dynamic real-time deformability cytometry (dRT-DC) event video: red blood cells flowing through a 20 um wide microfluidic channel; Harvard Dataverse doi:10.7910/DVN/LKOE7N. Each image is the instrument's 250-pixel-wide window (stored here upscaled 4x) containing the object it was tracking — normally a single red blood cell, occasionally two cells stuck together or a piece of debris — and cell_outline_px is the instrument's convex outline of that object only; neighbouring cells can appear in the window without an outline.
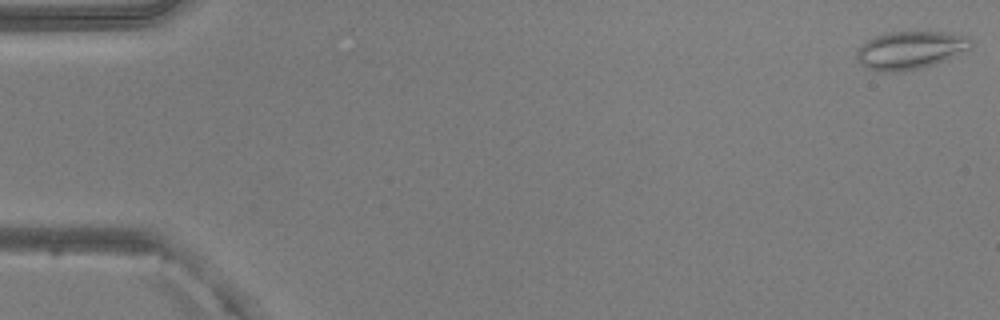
{"species": "common noctule bat (a hibernating species)", "species_latin": "Nyctalus noctula", "temperature_condition": "warm", "stored_images_in_passage": 51, "camera_frame_rate_fps": 3000, "um_per_image_px": 0.085, "animal": {"sex": "male", "body_mass_g": 20.5, "forearm_length_mm": 52.5}, "frame": {"image": 1, "passage_image": 1, "time_ms": 0.0, "image_size_px": [1000, 320], "cell_outline_px": [[972, 48], [968, 52], [920, 68], [900, 72], [884, 72], [868, 68], [860, 64], [856, 56], [856, 52], [860, 44], [876, 36], [888, 32], [952, 32], [968, 36], [972, 40]], "centroid_in_image_um": [77.42, 4.25], "position_along_channel_um": 7.6, "area_um2": 25.55}}
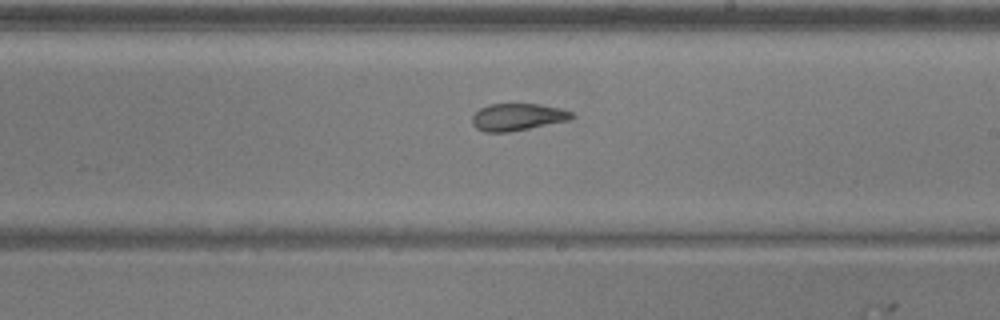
{"frame": {"image": 2, "passage_image": 30, "time_ms": 9.667, "image_size_px": [1000, 320], "cell_outline_px": [[576, 116], [572, 120], [508, 132], [484, 132], [476, 128], [472, 124], [472, 116], [480, 108], [488, 104], [540, 104], [560, 108], [572, 112]], "centroid_in_image_um": [44.01, 9.94], "position_along_channel_um": 245.0, "area_um2": 15.9}}
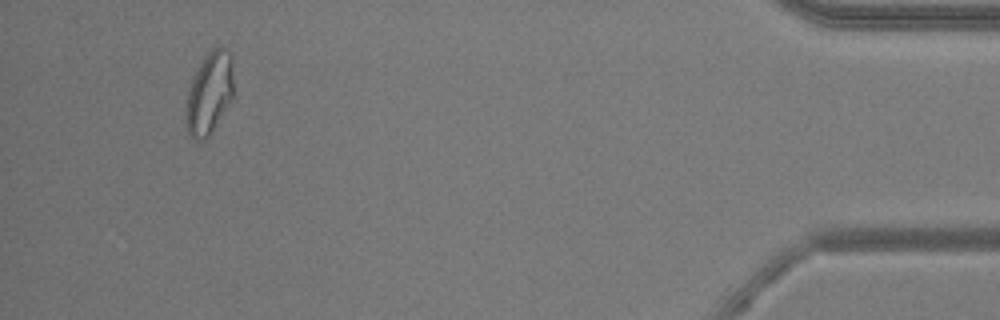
{"frame": {"image": 3, "passage_image": 48, "time_ms": 15.667, "image_size_px": [1000, 320], "cell_outline_px": [[232, 100], [208, 136], [204, 140], [196, 140], [188, 132], [184, 116], [188, 92], [192, 76], [196, 68], [204, 56], [212, 48], [224, 48], [232, 56]], "centroid_in_image_um": [17.77, 7.91], "position_along_channel_um": 417.4, "area_um2": 22.72}, "authors_computed_cell_mechanics": {"area_um2": 19.3052, "velocity_mm_per_s": 4.0084, "shape_relaxation_time_tau1_ms": null, "shape_relaxation_time_tau2_ms": 1.424, "deformation_change_tau1": null, "deformation_change_tau2": 0.0825}}